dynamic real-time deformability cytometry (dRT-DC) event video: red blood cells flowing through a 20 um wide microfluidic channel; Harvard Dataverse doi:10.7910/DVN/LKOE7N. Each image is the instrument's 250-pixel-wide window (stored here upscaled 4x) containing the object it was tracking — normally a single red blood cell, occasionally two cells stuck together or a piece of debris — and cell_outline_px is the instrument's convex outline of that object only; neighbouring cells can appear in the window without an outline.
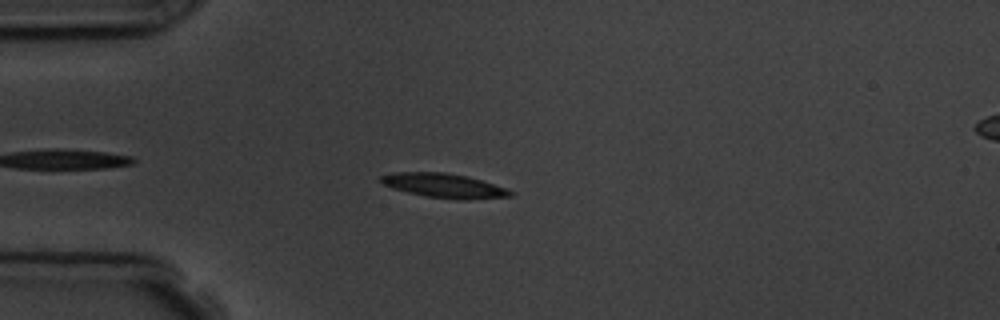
{"species": "common noctule bat (a hibernating species)", "species_latin": "Nyctalus noctula", "temperature_condition": "room temperature", "stored_images_in_passage": 7, "camera_frame_rate_fps": 3000, "um_per_image_px": 0.085, "animal": {"sex": "male", "body_mass_g": 19.5, "forearm_length_mm": 54.6}, "frame": {"image": 1, "passage_image": 4, "time_ms": 3.667, "image_size_px": [1000, 320], "cell_outline_px": [[516, 192], [512, 196], [468, 200], [460, 200], [424, 196], [392, 188], [384, 184], [380, 180], [380, 176], [392, 172], [444, 172], [468, 176]], "centroid_in_image_um": [37.74, 15.78], "position_along_channel_um": 47.3, "area_um2": 18.32}}